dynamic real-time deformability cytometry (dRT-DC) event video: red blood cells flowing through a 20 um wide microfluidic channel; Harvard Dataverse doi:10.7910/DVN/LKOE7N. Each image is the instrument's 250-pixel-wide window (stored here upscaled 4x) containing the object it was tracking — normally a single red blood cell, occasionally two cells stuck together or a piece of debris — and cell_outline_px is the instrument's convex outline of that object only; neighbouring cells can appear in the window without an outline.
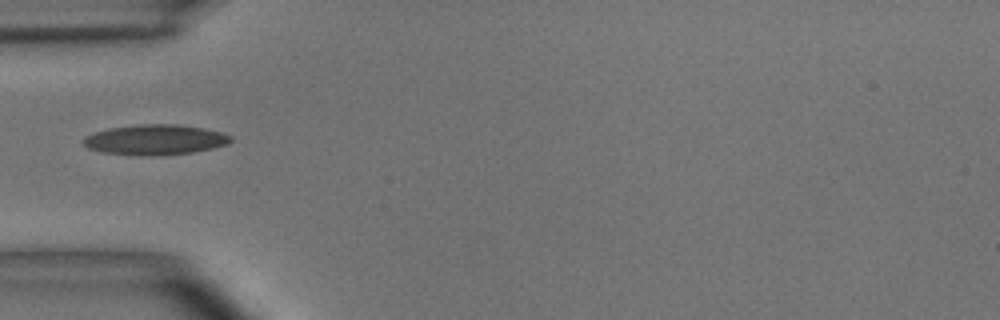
{"species": "common noctule bat (a hibernating species)", "species_latin": "Nyctalus noctula", "temperature_condition": "room temperature", "stored_images_in_passage": 34, "camera_frame_rate_fps": 3000, "um_per_image_px": 0.085, "animal": {"sex": "male", "body_mass_g": 15.6}, "frame": {"image": 1, "passage_image": 1, "time_ms": 0.0, "image_size_px": [1000, 320], "cell_outline_px": [[232, 140], [228, 144], [212, 148], [192, 152], [160, 156], [140, 156], [104, 152], [88, 148], [84, 144], [84, 140], [88, 136], [96, 132], [112, 128], [140, 124], [180, 124], [204, 128], [224, 132], [232, 136]], "centroid_in_image_um": [13.27, 11.88], "position_along_channel_um": 71.7, "area_um2": 25.95}}
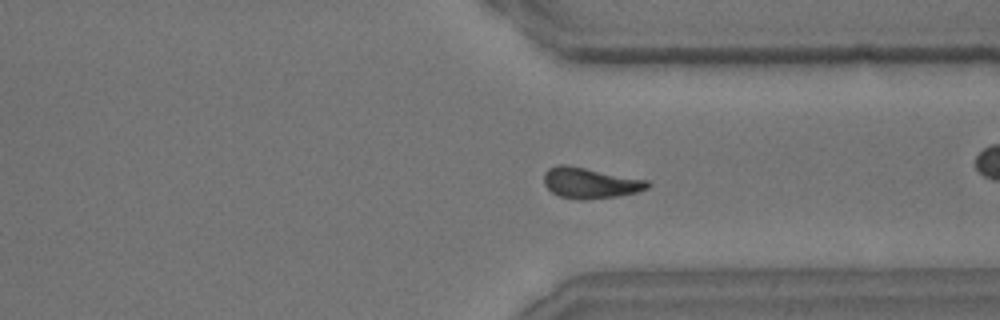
{"frame": {"image": 2, "passage_image": 20, "time_ms": 6.333, "image_size_px": [1000, 320], "cell_outline_px": [[648, 188], [636, 192], [620, 196], [584, 200], [580, 200], [560, 196], [552, 192], [544, 184], [544, 172], [548, 168], [556, 164], [568, 164], [648, 180]], "centroid_in_image_um": [50.13, 15.54], "position_along_channel_um": 361.3, "area_um2": 18.73}, "authors_computed_cell_mechanics": {"area_um2": 18.2359, "velocity_mm_per_s": 3.6474, "shape_relaxation_time_tau1_ms": null, "shape_relaxation_time_tau2_ms": 2.0836, "deformation_change_tau1": null, "deformation_change_tau2": 0.089}}